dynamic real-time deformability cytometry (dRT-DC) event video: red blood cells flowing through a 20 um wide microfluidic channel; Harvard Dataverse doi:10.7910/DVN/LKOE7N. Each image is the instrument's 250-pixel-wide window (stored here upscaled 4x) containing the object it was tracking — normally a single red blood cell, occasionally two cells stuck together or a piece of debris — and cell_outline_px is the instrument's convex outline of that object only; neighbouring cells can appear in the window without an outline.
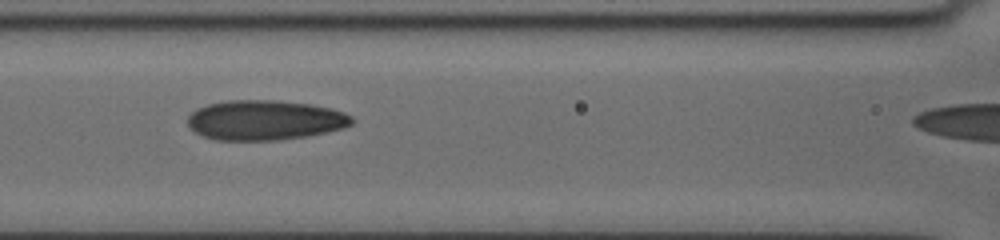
{"species": "human", "species_latin": "Homo sapiens", "temperature_condition": "cold", "stored_images_in_passage": 24, "camera_frame_rate_fps": 3000, "um_per_image_px": 0.085, "donor": {"sex": "female"}, "frame": {"image": 1, "passage_image": 14, "time_ms": 7.667, "image_size_px": [1000, 240], "cell_outline_px": [[356, 120], [352, 124], [344, 128], [304, 136], [280, 140], [216, 140], [204, 136], [196, 132], [188, 124], [188, 116], [196, 108], [208, 104], [228, 100], [276, 100], [308, 104], [332, 108], [344, 112], [352, 116]], "centroid_in_image_um": [22.53, 10.2], "position_along_channel_um": 144.1, "area_um2": 38.15}}
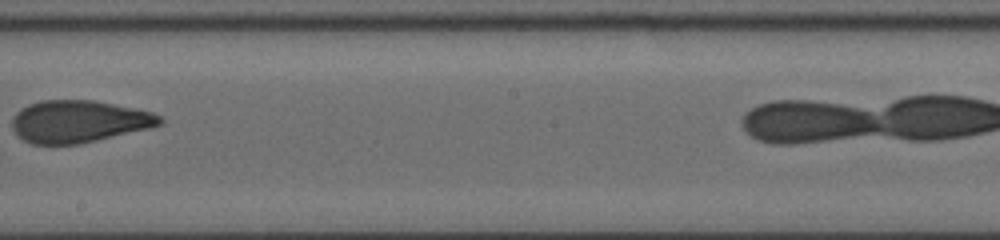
{"frame": {"image": 2, "passage_image": 19, "time_ms": 10.333, "image_size_px": [1000, 240], "cell_outline_px": [[164, 124], [152, 128], [80, 144], [32, 144], [16, 136], [12, 128], [12, 120], [16, 112], [20, 108], [28, 104], [40, 100], [92, 100], [152, 112], [160, 116], [164, 120]], "centroid_in_image_um": [6.69, 10.33], "position_along_channel_um": 241.5, "area_um2": 36.59}}
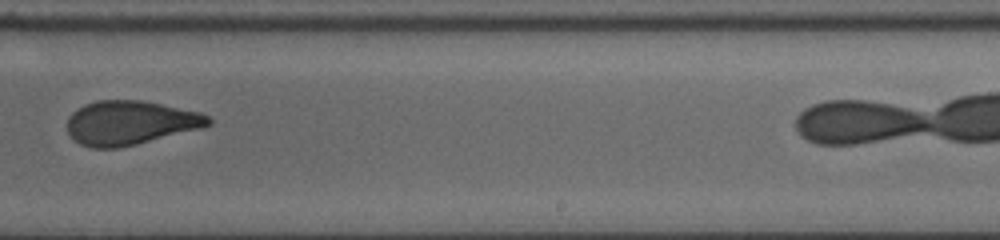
{"frame": {"image": 3, "passage_image": 21, "time_ms": 11.333, "image_size_px": [1000, 240], "cell_outline_px": [[212, 124], [200, 128], [136, 144], [116, 148], [92, 148], [80, 144], [68, 132], [68, 116], [76, 108], [84, 104], [96, 100], [140, 100], [200, 112], [208, 116], [212, 120]], "centroid_in_image_um": [11.04, 10.42], "position_along_channel_um": 278.0, "area_um2": 36.01}}